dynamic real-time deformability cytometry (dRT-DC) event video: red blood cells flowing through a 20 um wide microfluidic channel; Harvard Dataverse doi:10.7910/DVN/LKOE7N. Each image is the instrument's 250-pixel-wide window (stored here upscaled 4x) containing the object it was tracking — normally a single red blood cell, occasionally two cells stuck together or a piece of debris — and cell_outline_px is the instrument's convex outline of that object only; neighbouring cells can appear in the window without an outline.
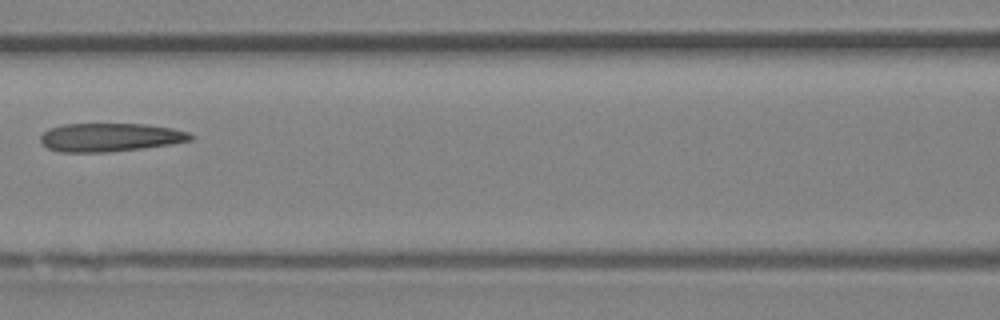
{"species": "Egyptian fruit bat (a non-hibernating species)", "species_latin": "Rousettus aegyptiacus", "temperature_condition": "room temperature", "stored_images_in_passage": 7, "camera_frame_rate_fps": 3000, "um_per_image_px": 0.085, "animal": {"sex": "female"}, "frame": {"image": 1, "passage_image": 7, "time_ms": 2.0, "image_size_px": [1000, 320], "cell_outline_px": [[196, 136], [192, 140], [168, 144], [140, 148], [108, 152], [60, 152], [48, 148], [40, 140], [40, 136], [48, 128], [64, 124], [148, 124], [172, 128], [188, 132]], "centroid_in_image_um": [9.35, 11.66], "position_along_channel_um": 157.2, "area_um2": 24.8}}